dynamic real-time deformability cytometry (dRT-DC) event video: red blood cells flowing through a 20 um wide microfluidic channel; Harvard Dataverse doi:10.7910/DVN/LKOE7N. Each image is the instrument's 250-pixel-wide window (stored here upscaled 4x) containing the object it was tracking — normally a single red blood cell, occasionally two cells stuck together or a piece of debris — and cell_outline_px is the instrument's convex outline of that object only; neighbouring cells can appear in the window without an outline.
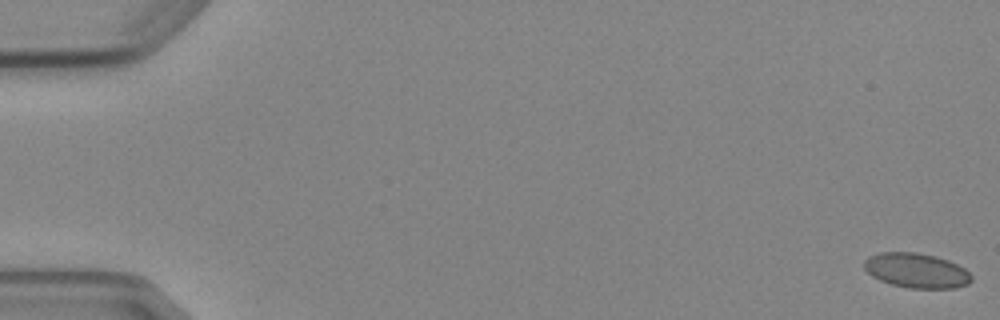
{"species": "Egyptian fruit bat (a non-hibernating species)", "species_latin": "Rousettus aegyptiacus", "temperature_condition": "cold", "stored_images_in_passage": 6, "camera_frame_rate_fps": 3000, "um_per_image_px": 0.085, "animal": {"sex": "female"}, "frame": {"image": 1, "passage_image": 1, "time_ms": 0.0, "image_size_px": [1000, 320], "cell_outline_px": [[972, 280], [968, 284], [956, 288], [908, 288], [892, 284], [880, 280], [872, 276], [864, 268], [864, 260], [868, 256], [880, 252], [916, 252], [936, 256], [948, 260], [964, 268], [972, 276]], "centroid_in_image_um": [77.89, 22.99], "position_along_channel_um": 7.1, "area_um2": 21.79}}